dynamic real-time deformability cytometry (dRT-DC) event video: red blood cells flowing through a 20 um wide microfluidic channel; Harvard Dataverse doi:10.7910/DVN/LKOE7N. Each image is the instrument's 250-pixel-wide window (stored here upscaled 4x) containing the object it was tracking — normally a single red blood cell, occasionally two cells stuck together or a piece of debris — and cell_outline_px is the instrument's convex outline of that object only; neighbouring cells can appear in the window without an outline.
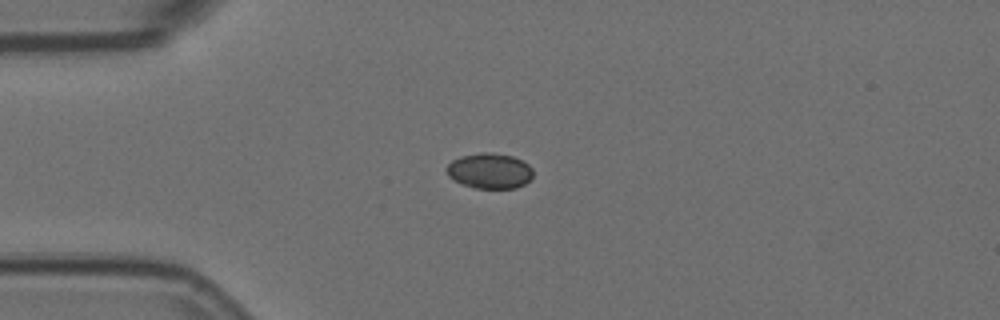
{"species": "Egyptian fruit bat (a non-hibernating species)", "species_latin": "Rousettus aegyptiacus", "temperature_condition": "room temperature", "stored_images_in_passage": 8, "camera_frame_rate_fps": 3000, "um_per_image_px": 0.085, "animal": {"sex": "female"}, "frame": {"image": 1, "passage_image": 5, "time_ms": 1.333, "image_size_px": [1000, 320], "cell_outline_px": [[532, 176], [524, 184], [516, 188], [472, 188], [460, 184], [448, 176], [444, 168], [452, 160], [460, 156], [480, 152], [492, 152], [512, 156], [528, 164], [532, 168]], "centroid_in_image_um": [41.56, 14.52], "position_along_channel_um": 43.4, "area_um2": 18.03}}
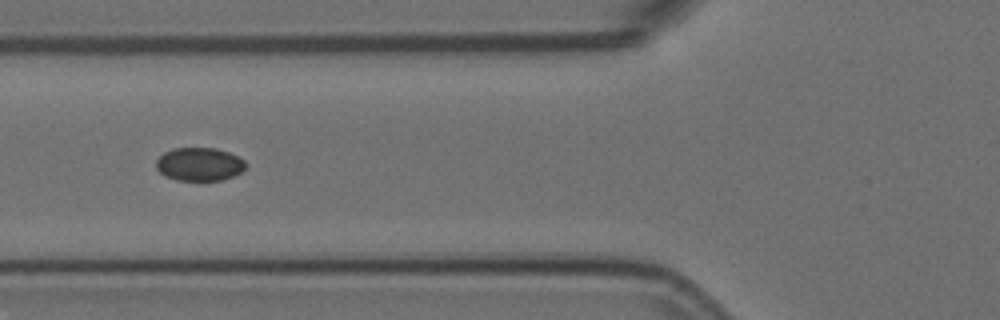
{"frame": {"image": 2, "passage_image": 7, "time_ms": 2.0, "image_size_px": [1000, 320], "cell_outline_px": [[248, 164], [240, 172], [232, 176], [220, 180], [176, 180], [164, 176], [156, 168], [156, 160], [164, 152], [172, 148], [216, 148], [228, 152], [244, 160]], "centroid_in_image_um": [16.92, 13.95], "position_along_channel_um": 108.9, "area_um2": 17.34}}
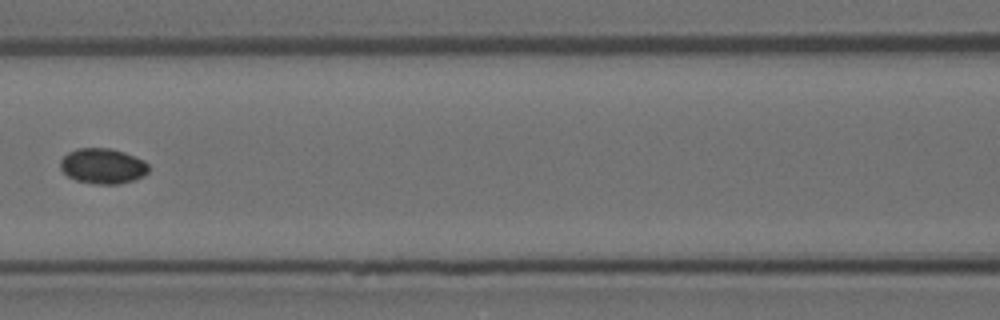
{"frame": {"image": 3, "passage_image": 8, "time_ms": 2.333, "image_size_px": [1000, 320], "cell_outline_px": [[148, 172], [144, 176], [132, 180], [116, 184], [92, 184], [76, 180], [68, 176], [60, 168], [60, 160], [68, 152], [76, 148], [112, 148], [124, 152], [144, 160], [148, 164]], "centroid_in_image_um": [8.73, 14.1], "position_along_channel_um": 157.9, "area_um2": 18.26}}